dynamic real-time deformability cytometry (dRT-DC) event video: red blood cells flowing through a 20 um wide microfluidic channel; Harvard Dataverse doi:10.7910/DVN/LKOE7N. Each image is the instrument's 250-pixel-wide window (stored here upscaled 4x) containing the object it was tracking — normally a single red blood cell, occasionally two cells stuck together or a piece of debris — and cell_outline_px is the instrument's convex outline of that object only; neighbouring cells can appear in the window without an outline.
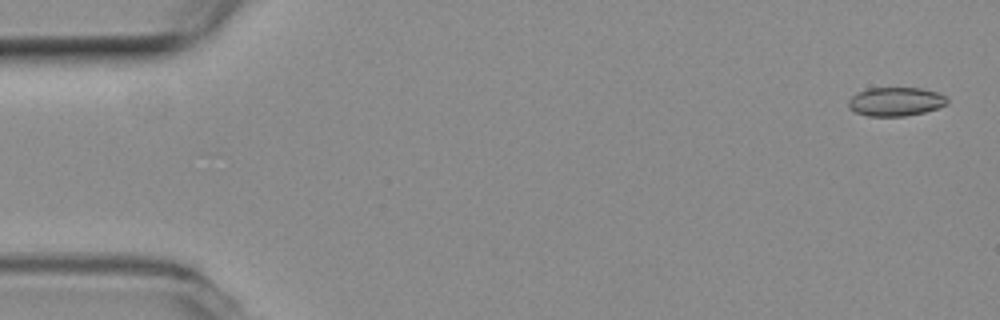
{"species": "common noctule bat (a hibernating species)", "species_latin": "Nyctalus noctula", "temperature_condition": "room temperature", "stored_images_in_passage": 5, "camera_frame_rate_fps": 3000, "um_per_image_px": 0.085, "animal": {"sex": "female", "body_mass_g": 19.3, "forearm_length_mm": 54.1}, "frame": {"image": 1, "passage_image": 1, "time_ms": 0.0, "image_size_px": [1000, 320], "cell_outline_px": [[948, 100], [944, 104], [936, 108], [924, 112], [904, 116], [868, 116], [856, 112], [848, 108], [848, 100], [856, 92], [868, 88], [920, 88], [936, 92], [944, 96]], "centroid_in_image_um": [76.06, 8.63], "position_along_channel_um": 8.9, "area_um2": 16.42}}
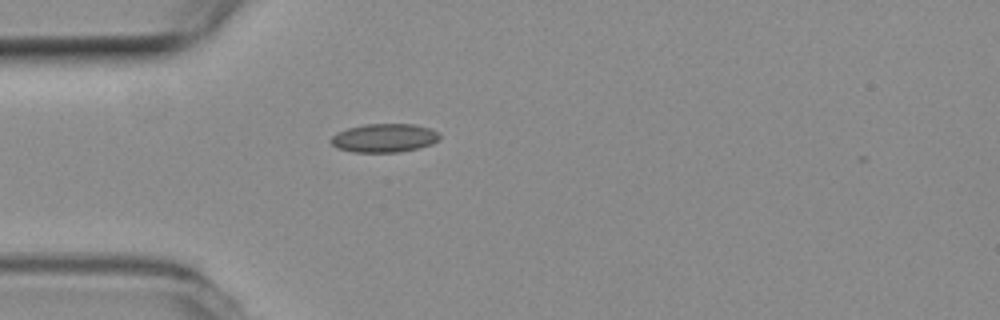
{"frame": {"image": 2, "passage_image": 5, "time_ms": 1.333, "image_size_px": [1000, 320], "cell_outline_px": [[440, 136], [432, 144], [400, 152], [352, 152], [336, 148], [328, 140], [336, 132], [348, 128], [364, 124], [416, 124], [428, 128], [436, 132]], "centroid_in_image_um": [32.59, 11.73], "position_along_channel_um": 52.4, "area_um2": 18.09}}